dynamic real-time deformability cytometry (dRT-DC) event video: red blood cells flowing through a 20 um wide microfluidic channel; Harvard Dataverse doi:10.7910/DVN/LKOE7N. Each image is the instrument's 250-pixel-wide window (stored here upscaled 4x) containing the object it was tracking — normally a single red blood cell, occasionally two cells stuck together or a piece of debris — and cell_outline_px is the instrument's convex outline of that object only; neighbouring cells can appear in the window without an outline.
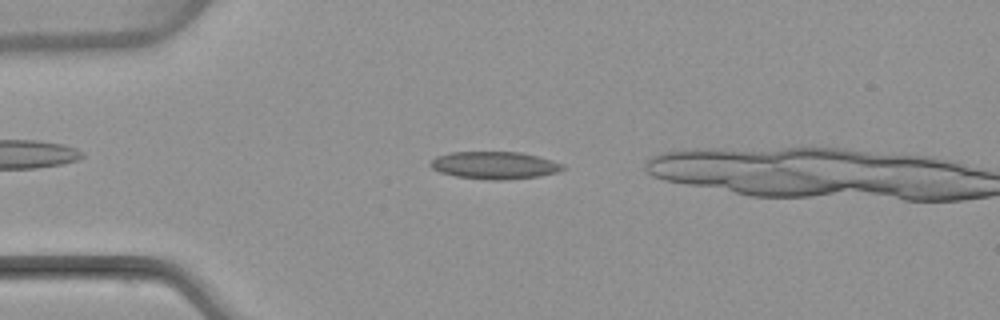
{"species": "common noctule bat (a hibernating species)", "species_latin": "Nyctalus noctula", "temperature_condition": "warm", "stored_images_in_passage": 4, "camera_frame_rate_fps": 3000, "um_per_image_px": 0.085, "animal": {"sex": "female", "body_mass_g": 22.7, "forearm_length_mm": 54.2}, "frame": {"image": 1, "passage_image": 1, "time_ms": 0.0, "image_size_px": [1000, 320], "cell_outline_px": [[568, 168], [556, 172], [540, 176], [504, 180], [488, 180], [456, 176], [440, 172], [432, 168], [428, 164], [436, 156], [452, 152], [520, 152], [552, 160], [564, 164]], "centroid_in_image_um": [42.05, 14.05], "position_along_channel_um": 42.9, "area_um2": 21.21}}
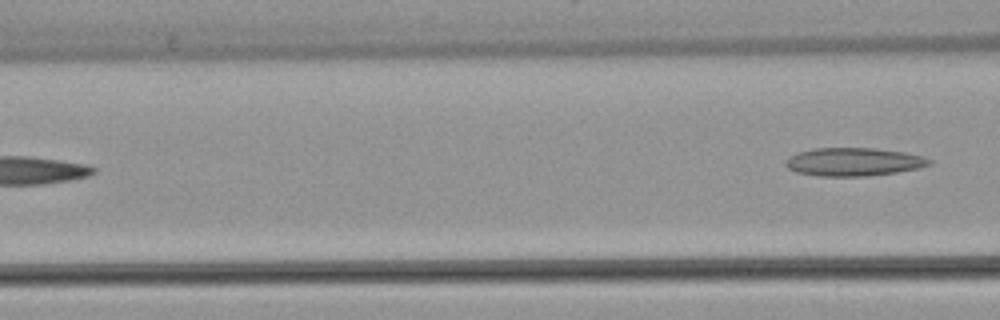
{"frame": {"image": 2, "passage_image": 4, "time_ms": 3.667, "image_size_px": [1000, 320], "cell_outline_px": [[932, 164], [920, 168], [896, 172], [864, 176], [820, 176], [796, 172], [788, 168], [784, 164], [792, 156], [800, 152], [816, 148], [872, 148], [904, 152], [920, 156], [932, 160]], "centroid_in_image_um": [72.59, 13.76], "position_along_channel_um": 94.0, "area_um2": 23.29}}